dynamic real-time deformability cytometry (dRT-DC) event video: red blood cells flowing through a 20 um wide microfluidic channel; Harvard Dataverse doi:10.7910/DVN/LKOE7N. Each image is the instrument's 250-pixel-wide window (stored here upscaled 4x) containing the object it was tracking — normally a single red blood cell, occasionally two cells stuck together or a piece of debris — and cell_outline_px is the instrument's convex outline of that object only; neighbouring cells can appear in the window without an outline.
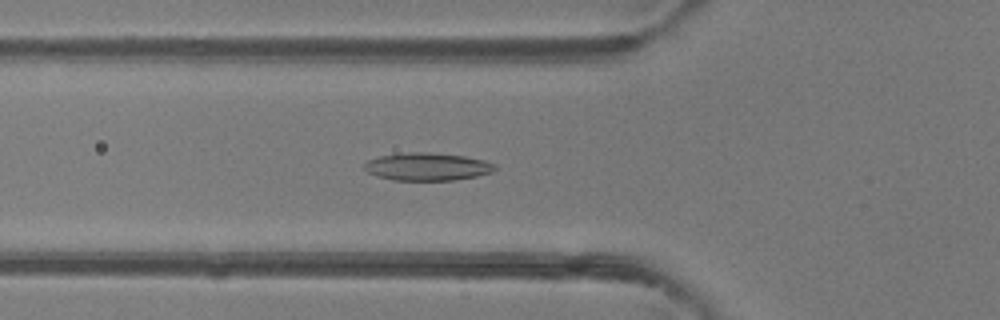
{"species": "common noctule bat (a hibernating species)", "species_latin": "Nyctalus noctula", "temperature_condition": "room temperature", "stored_images_in_passage": 49, "camera_frame_rate_fps": 3000, "um_per_image_px": 0.085, "animal": {"sex": "female"}, "frame": {"image": 1, "passage_image": 17, "time_ms": 5.333, "image_size_px": [1000, 320], "cell_outline_px": [[496, 168], [492, 172], [476, 176], [452, 180], [392, 180], [376, 176], [368, 172], [364, 168], [364, 164], [368, 160], [380, 156], [400, 152], [428, 152], [464, 156], [484, 160], [496, 164]], "centroid_in_image_um": [36.3, 14.16], "position_along_channel_um": 89.5, "area_um2": 21.15}}
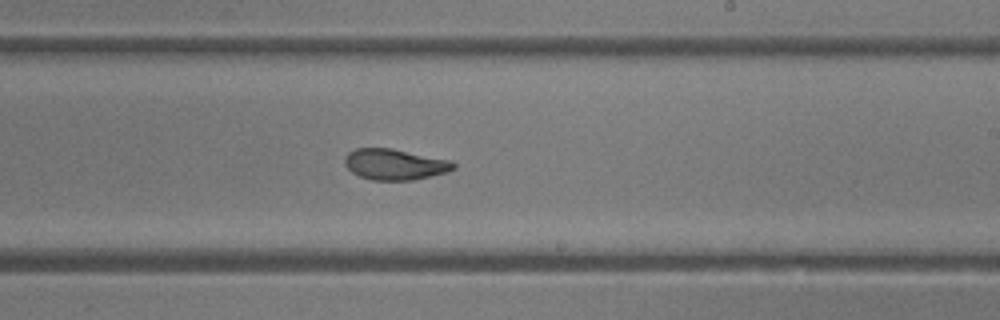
{"frame": {"image": 2, "passage_image": 29, "time_ms": 9.333, "image_size_px": [1000, 320], "cell_outline_px": [[456, 168], [448, 172], [412, 180], [372, 180], [360, 176], [352, 172], [344, 164], [344, 160], [348, 152], [356, 148], [392, 148], [452, 160], [456, 164]], "centroid_in_image_um": [33.58, 13.96], "position_along_channel_um": 255.4, "area_um2": 19.71}}
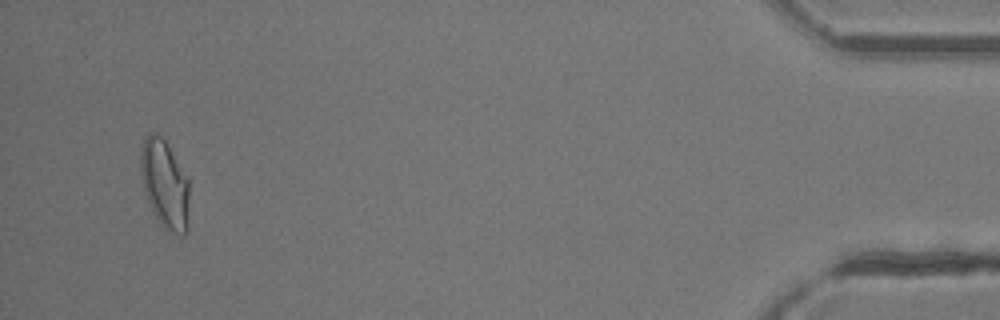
{"frame": {"image": 3, "passage_image": 47, "time_ms": 15.333, "image_size_px": [1000, 320], "cell_outline_px": [[188, 232], [184, 236], [180, 236], [168, 228], [152, 212], [144, 192], [140, 172], [140, 152], [144, 136], [148, 132], [156, 132], [164, 140], [188, 180]], "centroid_in_image_um": [13.97, 15.63], "position_along_channel_um": 421.2, "area_um2": 24.8}, "authors_computed_cell_mechanics": {"area_um2": 20.9814, "velocity_mm_per_s": 4.1419, "shape_relaxation_time_tau1_ms": 7.9502, "shape_relaxation_time_tau2_ms": 1.6823, "deformation_change_tau1": 0.2186, "deformation_change_tau2": 0.0807}}